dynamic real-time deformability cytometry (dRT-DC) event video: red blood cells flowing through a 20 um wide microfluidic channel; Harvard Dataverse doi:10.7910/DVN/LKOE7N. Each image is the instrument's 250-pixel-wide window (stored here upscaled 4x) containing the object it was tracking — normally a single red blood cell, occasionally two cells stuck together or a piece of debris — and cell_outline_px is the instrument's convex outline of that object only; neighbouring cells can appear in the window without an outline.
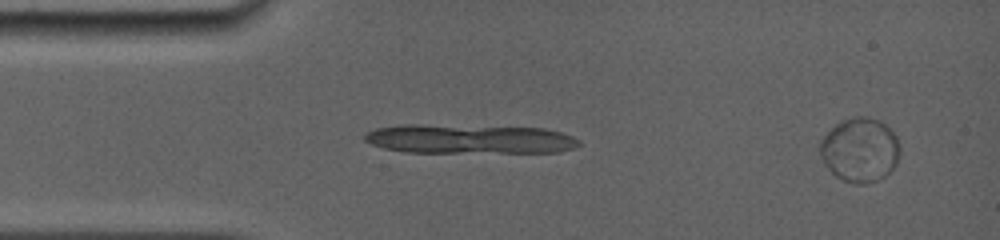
{"species": "common noctule bat (a hibernating species)", "species_latin": "Nyctalus noctula", "temperature_condition": "room temperature", "stored_images_in_passage": 4, "camera_frame_rate_fps": 5000, "um_per_image_px": 0.085, "animal": {"sex": "female", "body_mass_g": 19.0, "forearm_length_mm": 56.7}, "frame": {"image": 1, "passage_image": 1, "time_ms": 0.0, "image_size_px": [1000, 240], "cell_outline_px": [[900, 152], [896, 164], [884, 176], [876, 180], [864, 184], [852, 184], [836, 176], [824, 164], [820, 156], [820, 140], [836, 124], [844, 120], [856, 116], [864, 116], [876, 120], [884, 124], [896, 136], [900, 148]], "centroid_in_image_um": [73.08, 12.75], "position_along_channel_um": 11.9, "area_um2": 29.59}}
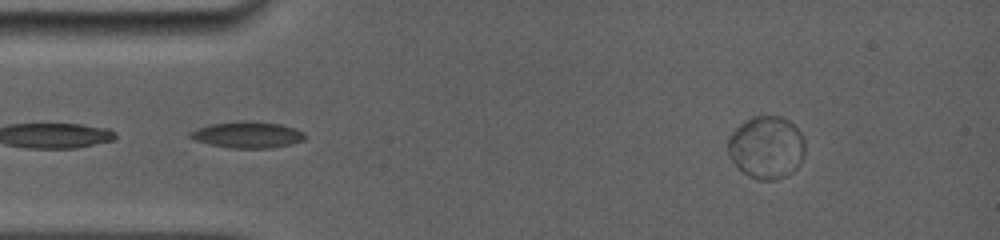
{"frame": {"image": 2, "passage_image": 2, "time_ms": 1.0, "image_size_px": [1000, 240], "cell_outline_px": [[308, 136], [304, 140], [292, 144], [268, 148], [232, 148], [208, 144], [196, 140], [188, 136], [188, 132], [196, 128], [212, 124], [240, 120], [252, 120], [280, 124], [304, 132]], "centroid_in_image_um": [21.03, 11.44], "position_along_channel_um": 64.0, "area_um2": 17.8}}